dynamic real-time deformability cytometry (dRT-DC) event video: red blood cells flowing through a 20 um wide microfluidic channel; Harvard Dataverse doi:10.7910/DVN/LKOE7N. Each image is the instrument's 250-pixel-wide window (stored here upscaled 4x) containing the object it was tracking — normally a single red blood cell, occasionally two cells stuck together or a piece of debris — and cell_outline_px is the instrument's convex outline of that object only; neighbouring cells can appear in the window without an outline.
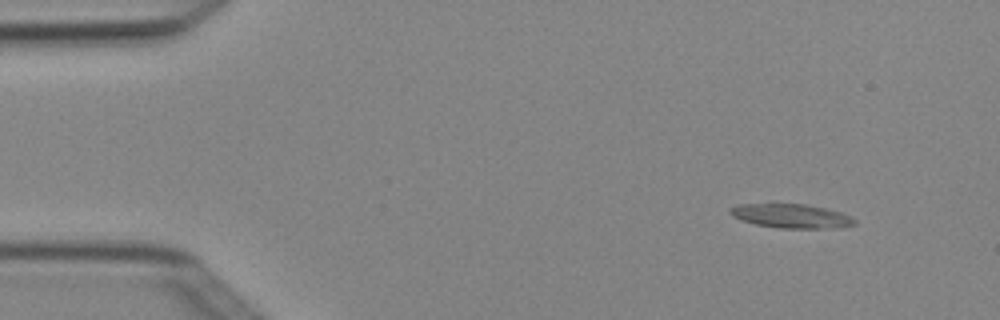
{"species": "Egyptian fruit bat (a non-hibernating species)", "species_latin": "Rousettus aegyptiacus", "temperature_condition": "cold", "stored_images_in_passage": 6, "camera_frame_rate_fps": 3000, "um_per_image_px": 0.085, "animal": {"sex": "female"}, "frame": {"image": 1, "passage_image": 2, "time_ms": 0.333, "image_size_px": [1000, 320], "cell_outline_px": [[856, 224], [832, 228], [780, 228], [756, 224], [740, 220], [732, 216], [728, 212], [728, 208], [736, 204], [804, 204], [824, 208], [840, 212], [852, 216], [856, 220]], "centroid_in_image_um": [67.21, 18.35], "position_along_channel_um": 17.8, "area_um2": 17.46}}
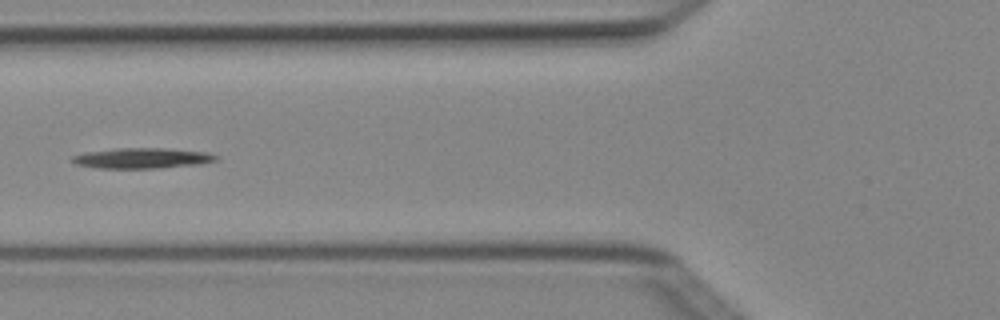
{"frame": {"image": 2, "passage_image": 5, "time_ms": 1.333, "image_size_px": [1000, 320], "cell_outline_px": [[220, 160], [200, 164], [160, 168], [96, 168], [76, 164], [72, 160], [72, 156], [84, 152], [116, 148], [168, 148], [208, 152], [216, 156]], "centroid_in_image_um": [12.11, 13.44], "position_along_channel_um": 113.7, "area_um2": 17.28}}
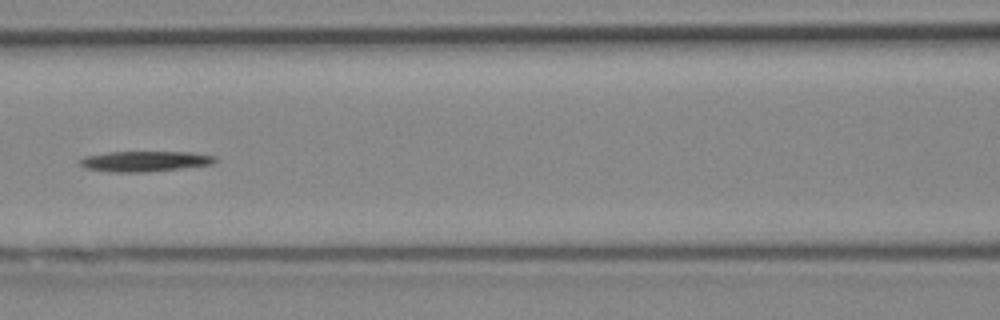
{"frame": {"image": 3, "passage_image": 6, "time_ms": 1.667, "image_size_px": [1000, 320], "cell_outline_px": [[216, 160], [212, 164], [180, 168], [144, 172], [112, 172], [84, 168], [80, 164], [80, 160], [84, 156], [108, 152], [192, 152], [216, 156]], "centroid_in_image_um": [12.29, 13.7], "position_along_channel_um": 154.3, "area_um2": 16.01}}